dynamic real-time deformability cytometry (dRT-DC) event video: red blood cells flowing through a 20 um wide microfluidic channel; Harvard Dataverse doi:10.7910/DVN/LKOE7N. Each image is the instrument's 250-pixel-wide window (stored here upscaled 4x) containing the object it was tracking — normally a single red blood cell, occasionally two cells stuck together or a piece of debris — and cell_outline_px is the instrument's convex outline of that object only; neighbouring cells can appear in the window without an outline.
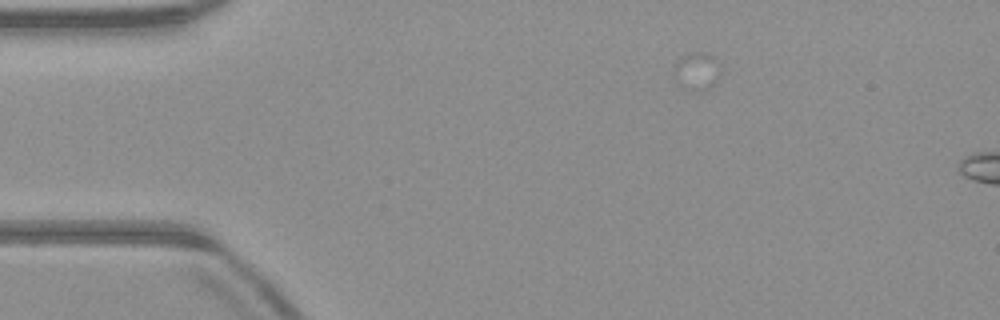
{"species": "common noctule bat (a hibernating species)", "species_latin": "Nyctalus noctula", "temperature_condition": "warm", "stored_images_in_passage": 6, "camera_frame_rate_fps": 3000, "um_per_image_px": 0.085, "animal": {"sex": "male", "body_mass_g": 23.1, "forearm_length_mm": 52.7}, "frame": {"image": 1, "passage_image": 2, "time_ms": 0.333, "image_size_px": [1000, 320], "cell_outline_px": [[720, 72], [712, 84], [704, 92], [696, 92], [680, 88], [672, 76], [672, 72], [676, 64], [684, 56], [692, 52], [704, 52], [712, 56], [720, 64]], "centroid_in_image_um": [59.18, 6.1], "position_along_channel_um": 25.8, "area_um2": 10.4}}